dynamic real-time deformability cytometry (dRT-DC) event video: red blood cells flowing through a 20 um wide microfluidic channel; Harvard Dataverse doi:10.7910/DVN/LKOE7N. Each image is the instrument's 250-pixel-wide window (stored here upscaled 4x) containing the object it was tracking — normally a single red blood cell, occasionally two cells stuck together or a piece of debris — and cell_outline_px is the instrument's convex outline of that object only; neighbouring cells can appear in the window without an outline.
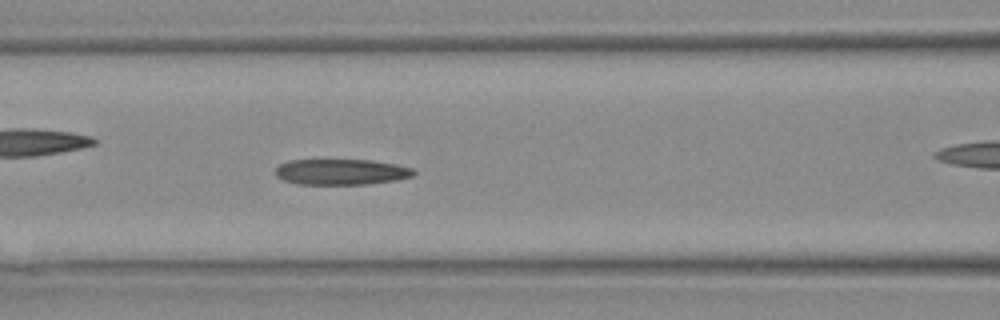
{"species": "Egyptian fruit bat (a non-hibernating species)", "species_latin": "Rousettus aegyptiacus", "temperature_condition": "warm", "stored_images_in_passage": 6, "camera_frame_rate_fps": 3000, "um_per_image_px": 0.085, "animal": {"sex": "female"}, "frame": {"image": 1, "passage_image": 5, "time_ms": 1.333, "image_size_px": [1000, 320], "cell_outline_px": [[416, 172], [412, 176], [396, 180], [368, 184], [300, 184], [284, 180], [276, 176], [276, 168], [280, 164], [288, 160], [372, 160], [396, 164], [412, 168]], "centroid_in_image_um": [29.01, 14.61], "position_along_channel_um": 137.6, "area_um2": 20.69}}